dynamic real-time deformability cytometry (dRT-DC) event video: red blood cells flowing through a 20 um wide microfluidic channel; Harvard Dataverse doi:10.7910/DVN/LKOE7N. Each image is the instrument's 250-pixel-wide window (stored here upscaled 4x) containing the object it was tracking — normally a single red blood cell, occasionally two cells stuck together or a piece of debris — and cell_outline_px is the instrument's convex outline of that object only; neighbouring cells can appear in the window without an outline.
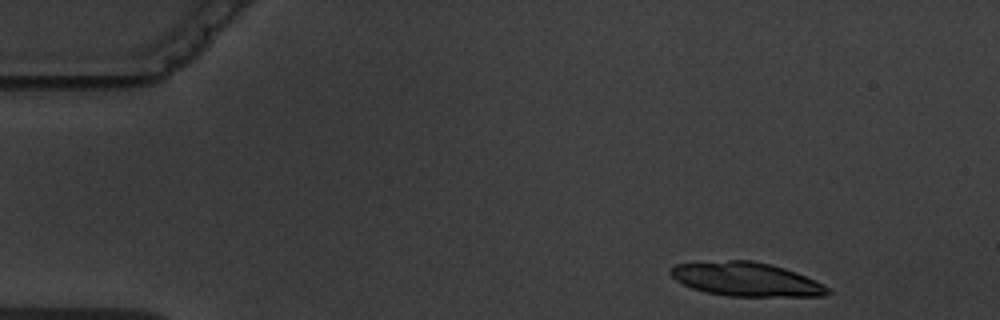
{"species": "common noctule bat (a hibernating species)", "species_latin": "Nyctalus noctula", "temperature_condition": "warm", "stored_images_in_passage": 6, "camera_frame_rate_fps": 3000, "um_per_image_px": 0.085, "animal": {"sex": "male", "body_mass_g": 19.5, "forearm_length_mm": 54.6}, "frame": {"image": 1, "passage_image": 1, "time_ms": 0.0, "image_size_px": [1000, 320], "cell_outline_px": [[832, 292], [824, 296], [728, 296], [708, 292], [692, 288], [676, 280], [668, 272], [668, 268], [676, 264], [728, 260], [752, 260], [784, 268], [796, 272], [816, 280], [828, 288]], "centroid_in_image_um": [63.42, 23.74], "position_along_channel_um": 21.6, "area_um2": 30.87}}